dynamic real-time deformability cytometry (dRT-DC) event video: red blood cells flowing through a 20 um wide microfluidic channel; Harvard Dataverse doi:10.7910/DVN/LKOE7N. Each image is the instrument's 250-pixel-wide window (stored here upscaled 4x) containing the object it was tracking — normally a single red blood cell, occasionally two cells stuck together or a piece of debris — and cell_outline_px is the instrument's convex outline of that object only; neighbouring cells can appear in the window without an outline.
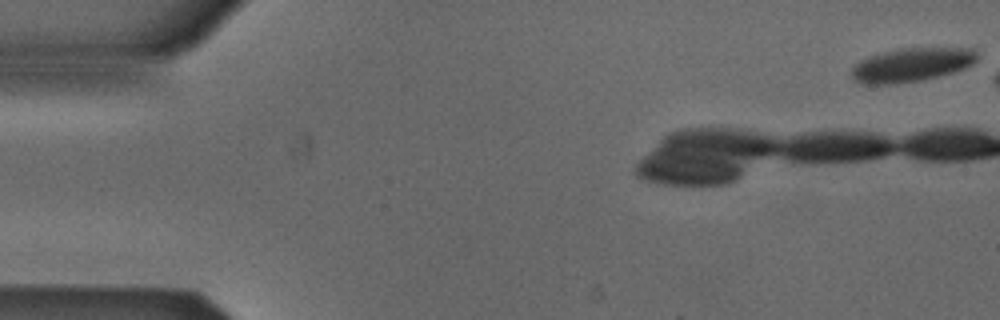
{"species": "Egyptian fruit bat (a non-hibernating species)", "species_latin": "Rousettus aegyptiacus", "temperature_condition": "cold", "stored_images_in_passage": 5, "camera_frame_rate_fps": 3000, "um_per_image_px": 0.085, "animal": {"sex": "male"}, "frame": {"image": 1, "passage_image": 1, "time_ms": 0.0, "image_size_px": [1000, 320], "cell_outline_px": [[980, 56], [972, 64], [964, 68], [952, 72], [920, 80], [896, 84], [864, 84], [856, 80], [852, 76], [852, 68], [860, 60], [868, 56], [884, 52], [904, 48], [976, 48]], "centroid_in_image_um": [77.52, 5.5], "position_along_channel_um": 7.5, "area_um2": 24.57}}